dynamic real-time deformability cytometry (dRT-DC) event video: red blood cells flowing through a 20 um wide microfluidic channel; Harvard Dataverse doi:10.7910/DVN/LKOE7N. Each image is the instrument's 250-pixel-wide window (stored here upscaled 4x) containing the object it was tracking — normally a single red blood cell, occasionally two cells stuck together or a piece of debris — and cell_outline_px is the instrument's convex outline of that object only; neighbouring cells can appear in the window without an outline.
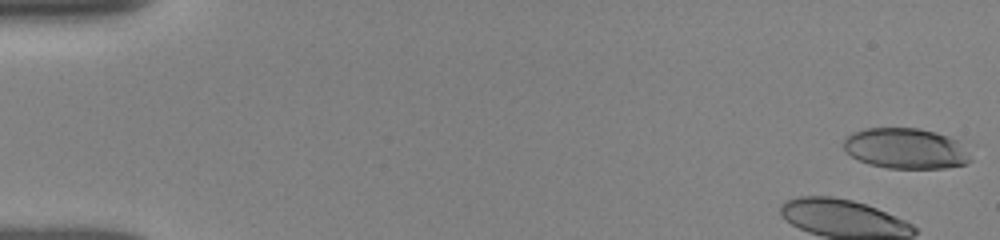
{"species": "human", "species_latin": "Homo sapiens", "temperature_condition": "room temperature", "stored_images_in_passage": 10, "camera_frame_rate_fps": 3000, "um_per_image_px": 0.085, "donor": {"sex": "female"}, "frame": {"image": 1, "passage_image": 1, "time_ms": 0.0, "image_size_px": [1000, 240], "cell_outline_px": [[972, 160], [968, 164], [944, 168], [888, 168], [868, 164], [844, 152], [844, 140], [852, 132], [864, 128], [920, 128], [936, 132], [948, 136], [956, 140]], "centroid_in_image_um": [76.95, 12.62], "position_along_channel_um": 8.1, "area_um2": 29.94}}
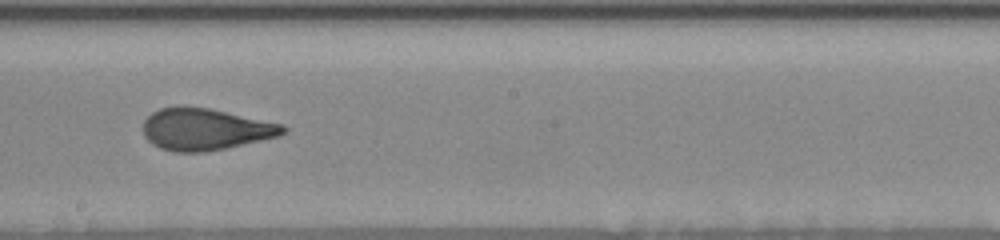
{"frame": {"image": 2, "passage_image": 9, "time_ms": 9.667, "image_size_px": [1000, 240], "cell_outline_px": [[288, 128], [280, 136], [224, 148], [204, 152], [176, 152], [160, 148], [152, 144], [144, 136], [144, 120], [152, 112], [160, 108], [180, 104], [208, 108], [284, 124]], "centroid_in_image_um": [17.43, 10.97], "position_along_channel_um": 230.8, "area_um2": 34.22}}
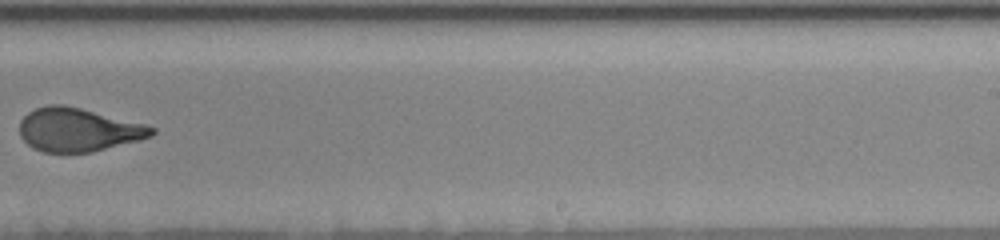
{"frame": {"image": 3, "passage_image": 10, "time_ms": 11.0, "image_size_px": [1000, 240], "cell_outline_px": [[156, 132], [152, 136], [140, 140], [92, 152], [44, 152], [32, 148], [20, 136], [20, 120], [28, 112], [36, 108], [48, 104], [64, 104], [144, 124], [156, 128]], "centroid_in_image_um": [6.64, 11.03], "position_along_channel_um": 282.4, "area_um2": 33.41}}